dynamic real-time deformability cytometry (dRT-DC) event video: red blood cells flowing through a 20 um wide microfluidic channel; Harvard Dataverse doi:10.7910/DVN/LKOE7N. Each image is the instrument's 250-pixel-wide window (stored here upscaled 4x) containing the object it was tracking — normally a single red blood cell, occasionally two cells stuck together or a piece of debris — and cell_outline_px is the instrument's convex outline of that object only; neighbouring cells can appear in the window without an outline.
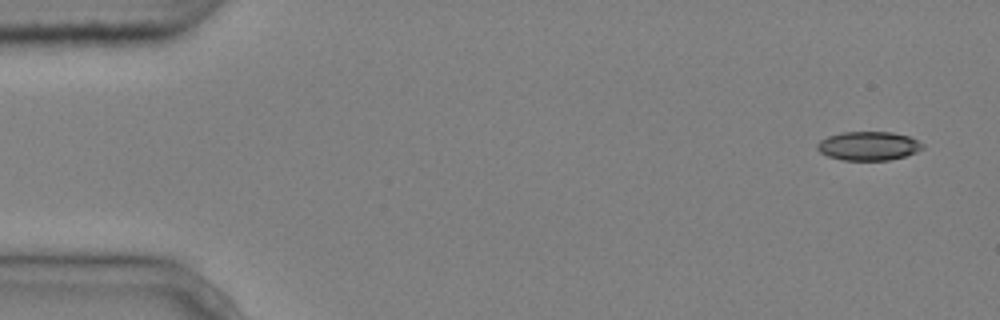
{"species": "common noctule bat (a hibernating species)", "species_latin": "Nyctalus noctula", "temperature_condition": "cold", "stored_images_in_passage": 9, "camera_frame_rate_fps": 3000, "um_per_image_px": 0.085, "animal": {"sex": "male", "body_mass_g": 20.4}, "frame": {"image": 1, "passage_image": 1, "time_ms": 0.0, "image_size_px": [1000, 320], "cell_outline_px": [[924, 148], [916, 152], [904, 156], [888, 160], [844, 160], [828, 156], [820, 152], [816, 148], [816, 144], [820, 140], [828, 136], [840, 132], [892, 132], [908, 136], [924, 144]], "centroid_in_image_um": [73.8, 12.4], "position_along_channel_um": 11.2, "area_um2": 17.69}}
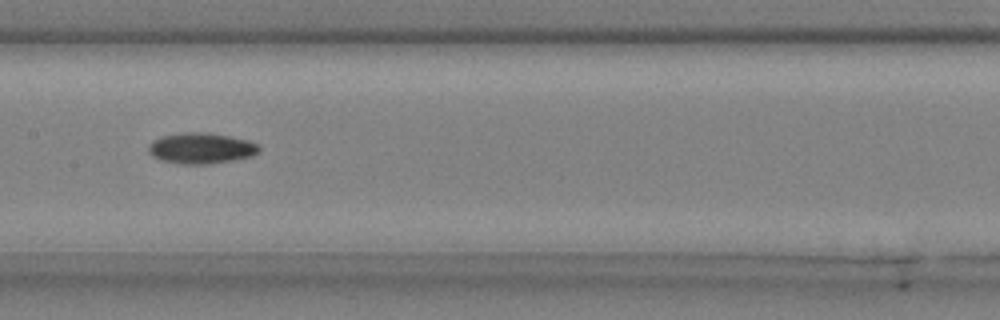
{"frame": {"image": 2, "passage_image": 8, "time_ms": 2.333, "image_size_px": [1000, 320], "cell_outline_px": [[260, 152], [252, 156], [232, 160], [208, 164], [184, 164], [160, 160], [152, 156], [148, 152], [148, 144], [152, 140], [160, 136], [180, 132], [208, 132], [248, 140], [256, 144], [260, 148]], "centroid_in_image_um": [17.05, 12.59], "position_along_channel_um": 190.3, "area_um2": 20.06}}
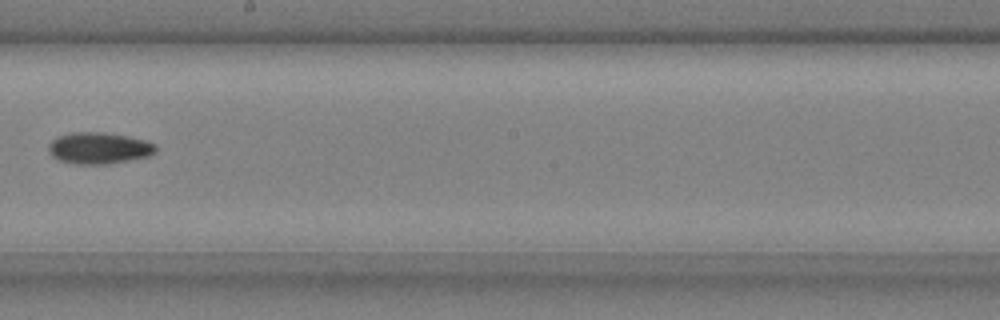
{"frame": {"image": 3, "passage_image": 9, "time_ms": 2.667, "image_size_px": [1000, 320], "cell_outline_px": [[156, 152], [148, 156], [128, 160], [104, 164], [76, 164], [60, 160], [52, 156], [48, 152], [48, 144], [56, 136], [72, 132], [100, 132], [128, 136], [144, 140], [156, 144]], "centroid_in_image_um": [8.38, 12.58], "position_along_channel_um": 239.8, "area_um2": 19.65}}